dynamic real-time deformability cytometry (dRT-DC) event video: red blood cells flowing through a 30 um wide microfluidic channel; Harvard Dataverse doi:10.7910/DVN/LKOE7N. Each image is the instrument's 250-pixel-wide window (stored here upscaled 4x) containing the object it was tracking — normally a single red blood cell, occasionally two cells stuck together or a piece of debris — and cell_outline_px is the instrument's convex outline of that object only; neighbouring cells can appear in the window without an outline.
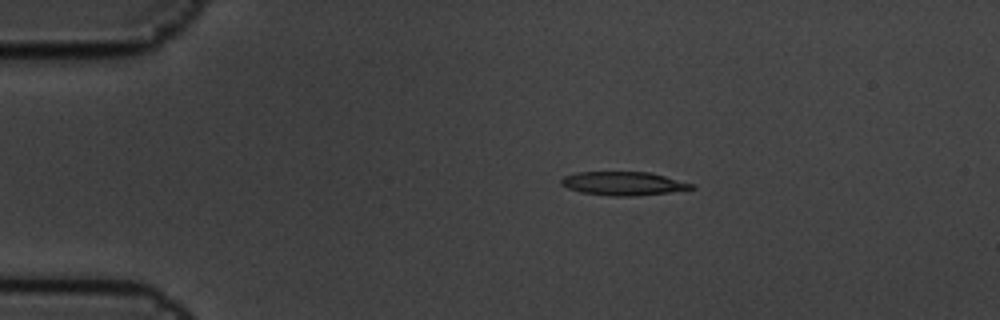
{"species": "common noctule bat (a hibernating species)", "species_latin": "Nyctalus noctula", "temperature_condition": "cold", "stored_images_in_passage": 5, "camera_frame_rate_fps": 3000, "um_per_image_px": 0.085, "animal": {"sex": "male", "body_mass_g": 19.5, "forearm_length_mm": 54.6}, "frame": {"image": 1, "passage_image": 2, "time_ms": 0.333, "image_size_px": [1000, 320], "cell_outline_px": [[696, 188], [668, 192], [632, 196], [612, 196], [580, 192], [568, 188], [560, 184], [560, 180], [564, 176], [576, 172], [648, 172], [696, 184]], "centroid_in_image_um": [52.97, 15.59], "position_along_channel_um": 32.0, "area_um2": 17.86}}
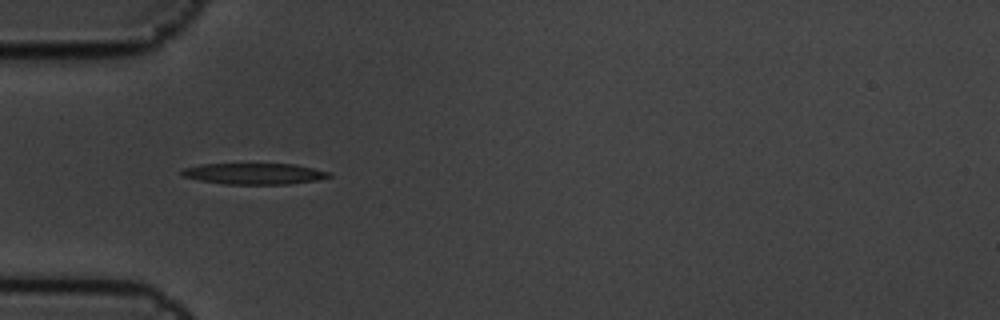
{"frame": {"image": 2, "passage_image": 4, "time_ms": 1.0, "image_size_px": [1000, 320], "cell_outline_px": [[332, 176], [316, 180], [288, 184], [224, 184], [200, 180], [180, 176], [180, 168], [200, 164], [296, 164], [328, 172]], "centroid_in_image_um": [21.52, 14.76], "position_along_channel_um": 63.5, "area_um2": 18.15}}
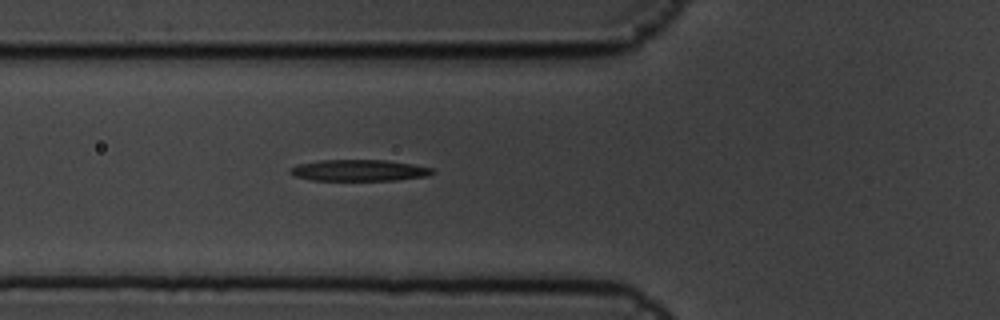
{"frame": {"image": 3, "passage_image": 5, "time_ms": 1.333, "image_size_px": [1000, 320], "cell_outline_px": [[436, 172], [428, 176], [396, 180], [312, 180], [296, 176], [288, 172], [288, 168], [296, 164], [320, 160], [388, 160], [412, 164], [432, 168]], "centroid_in_image_um": [30.51, 14.47], "position_along_channel_um": 95.3, "area_um2": 17.8}}